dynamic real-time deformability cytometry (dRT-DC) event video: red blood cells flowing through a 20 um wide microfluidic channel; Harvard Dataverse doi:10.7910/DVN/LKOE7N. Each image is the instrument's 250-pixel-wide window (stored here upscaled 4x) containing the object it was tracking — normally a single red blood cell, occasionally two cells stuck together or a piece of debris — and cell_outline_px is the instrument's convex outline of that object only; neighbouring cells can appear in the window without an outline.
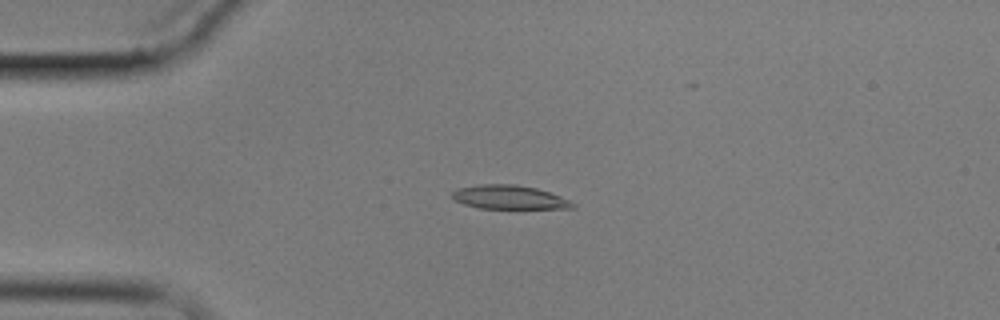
{"species": "common noctule bat (a hibernating species)", "species_latin": "Nyctalus noctula", "temperature_condition": "cold", "stored_images_in_passage": 3, "camera_frame_rate_fps": 3000, "um_per_image_px": 0.085, "animal": {"sex": "male", "body_mass_g": 17.9}, "frame": {"image": 1, "passage_image": 1, "time_ms": 0.0, "image_size_px": [1000, 320], "cell_outline_px": [[576, 208], [480, 208], [464, 204], [456, 200], [452, 196], [452, 192], [456, 188], [480, 184], [516, 184], [536, 188], [560, 196], [576, 204]], "centroid_in_image_um": [43.27, 16.75], "position_along_channel_um": 41.7, "area_um2": 16.59}}
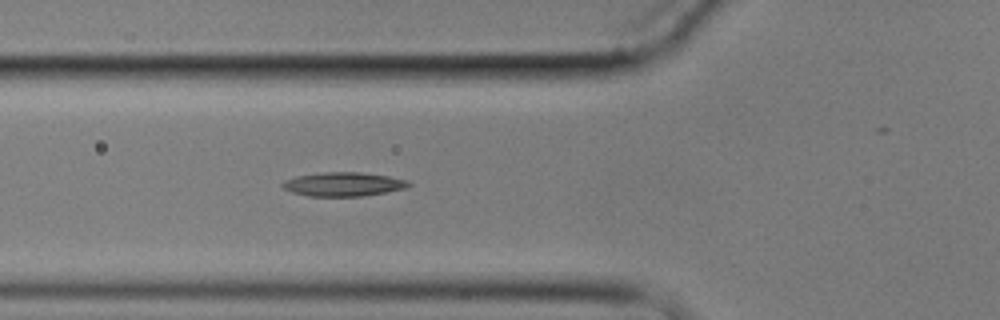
{"frame": {"image": 2, "passage_image": 3, "time_ms": 2.333, "image_size_px": [1000, 320], "cell_outline_px": [[412, 184], [404, 188], [384, 192], [360, 196], [308, 196], [292, 192], [284, 188], [280, 184], [284, 180], [296, 176], [324, 172], [360, 172], [388, 176], [408, 180]], "centroid_in_image_um": [29.16, 15.65], "position_along_channel_um": 96.6, "area_um2": 17.46}}